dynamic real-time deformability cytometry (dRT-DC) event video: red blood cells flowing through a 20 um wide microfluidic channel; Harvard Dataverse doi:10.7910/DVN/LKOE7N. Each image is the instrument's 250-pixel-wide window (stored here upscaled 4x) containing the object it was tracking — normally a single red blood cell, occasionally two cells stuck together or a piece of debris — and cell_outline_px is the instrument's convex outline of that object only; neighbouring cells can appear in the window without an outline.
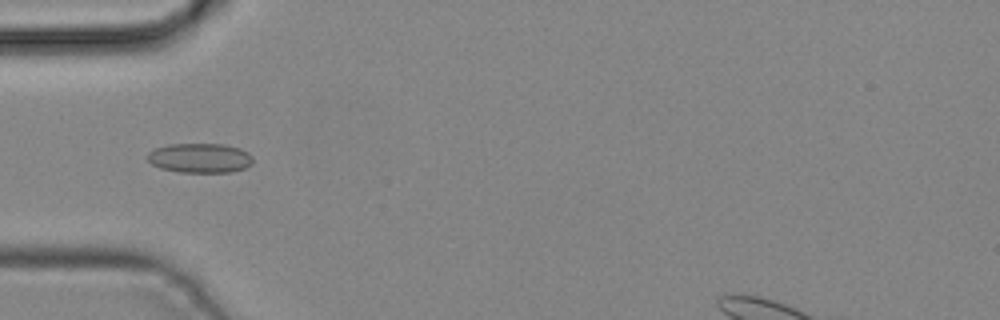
{"species": "common noctule bat (a hibernating species)", "species_latin": "Nyctalus noctula", "temperature_condition": "cold", "stored_images_in_passage": 32, "camera_frame_rate_fps": 3000, "um_per_image_px": 0.085, "animal": {"sex": "male", "body_mass_g": 19.2, "forearm_length_mm": 51.8}, "frame": {"image": 1, "passage_image": 2, "time_ms": 0.333, "image_size_px": [1000, 320], "cell_outline_px": [[252, 164], [244, 168], [232, 172], [180, 172], [160, 168], [152, 164], [144, 156], [148, 152], [156, 148], [168, 144], [224, 144], [240, 148], [248, 152], [252, 156]], "centroid_in_image_um": [16.98, 13.43], "position_along_channel_um": 68.0, "area_um2": 18.32}}
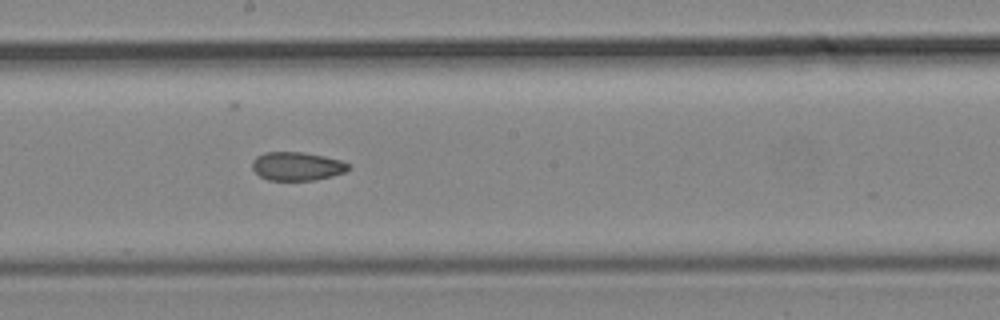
{"frame": {"image": 2, "passage_image": 12, "time_ms": 3.667, "image_size_px": [1000, 320], "cell_outline_px": [[352, 168], [344, 172], [332, 176], [316, 180], [268, 180], [260, 176], [252, 168], [252, 160], [256, 156], [264, 152], [304, 152], [324, 156], [340, 160], [348, 164]], "centroid_in_image_um": [25.24, 14.13], "position_along_channel_um": 223.0, "area_um2": 16.07}}
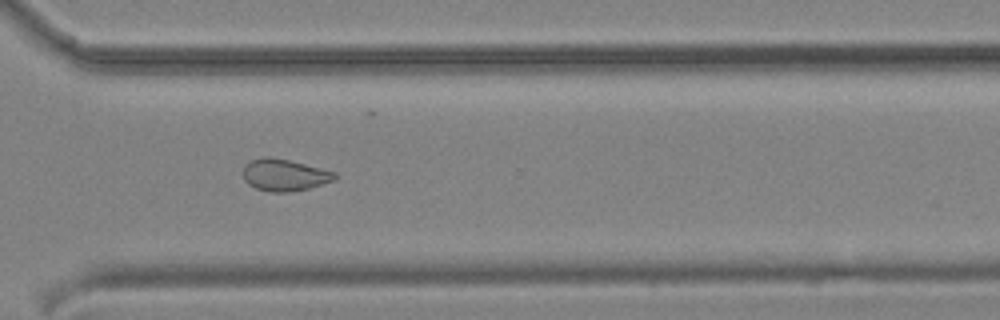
{"frame": {"image": 3, "passage_image": 20, "time_ms": 6.333, "image_size_px": [1000, 320], "cell_outline_px": [[336, 180], [308, 188], [288, 192], [268, 192], [256, 188], [248, 184], [244, 180], [244, 164], [252, 160], [264, 156], [268, 156], [288, 160], [336, 172]], "centroid_in_image_um": [24.16, 14.88], "position_along_channel_um": 346.4, "area_um2": 16.94}}